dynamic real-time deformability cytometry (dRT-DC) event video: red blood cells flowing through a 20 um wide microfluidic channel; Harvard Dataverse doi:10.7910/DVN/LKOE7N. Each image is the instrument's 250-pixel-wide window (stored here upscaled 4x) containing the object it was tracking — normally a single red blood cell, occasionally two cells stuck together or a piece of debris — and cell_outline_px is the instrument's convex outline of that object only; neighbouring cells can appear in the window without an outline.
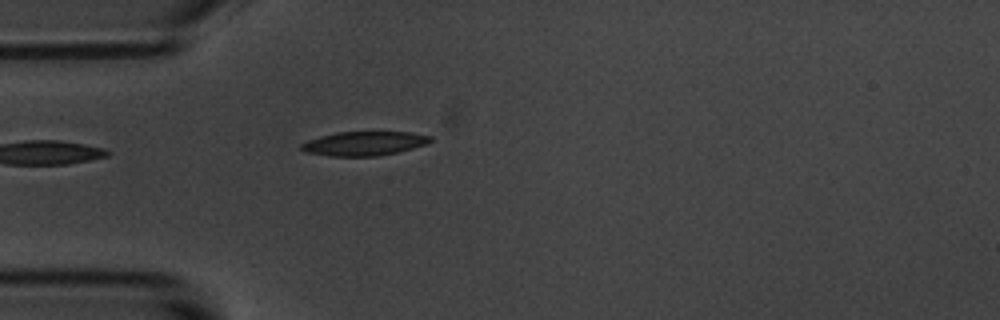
{"species": "common noctule bat (a hibernating species)", "species_latin": "Nyctalus noctula", "temperature_condition": "room temperature", "stored_images_in_passage": 2, "camera_frame_rate_fps": 3000, "um_per_image_px": 0.085, "animal": {"sex": "male", "body_mass_g": 20.1, "forearm_length_mm": 53.5}, "frame": {"image": 1, "passage_image": 2, "time_ms": 1.0, "image_size_px": [1000, 320], "cell_outline_px": [[432, 140], [424, 144], [412, 148], [396, 152], [376, 156], [328, 156], [304, 152], [300, 148], [300, 144], [308, 140], [320, 136], [336, 132], [412, 132], [432, 136]], "centroid_in_image_um": [30.9, 12.19], "position_along_channel_um": 54.1, "area_um2": 18.09}}